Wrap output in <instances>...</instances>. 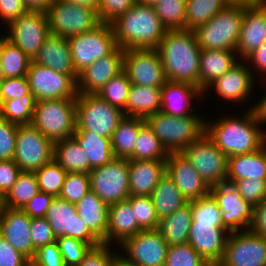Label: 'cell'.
<instances>
[{"mask_svg": "<svg viewBox=\"0 0 266 266\" xmlns=\"http://www.w3.org/2000/svg\"><path fill=\"white\" fill-rule=\"evenodd\" d=\"M156 50L160 55L166 80L186 82L200 88L201 48L194 31L167 30Z\"/></svg>", "mask_w": 266, "mask_h": 266, "instance_id": "obj_1", "label": "cell"}, {"mask_svg": "<svg viewBox=\"0 0 266 266\" xmlns=\"http://www.w3.org/2000/svg\"><path fill=\"white\" fill-rule=\"evenodd\" d=\"M117 46L126 49H156L167 29L154 6L135 3L112 23Z\"/></svg>", "mask_w": 266, "mask_h": 266, "instance_id": "obj_2", "label": "cell"}, {"mask_svg": "<svg viewBox=\"0 0 266 266\" xmlns=\"http://www.w3.org/2000/svg\"><path fill=\"white\" fill-rule=\"evenodd\" d=\"M251 110L239 118L224 117L210 124L206 122V134L213 143L228 157L256 152L266 144V133Z\"/></svg>", "mask_w": 266, "mask_h": 266, "instance_id": "obj_3", "label": "cell"}, {"mask_svg": "<svg viewBox=\"0 0 266 266\" xmlns=\"http://www.w3.org/2000/svg\"><path fill=\"white\" fill-rule=\"evenodd\" d=\"M145 122L168 153H181L206 133V121L195 114L176 117L157 112L148 116Z\"/></svg>", "mask_w": 266, "mask_h": 266, "instance_id": "obj_4", "label": "cell"}, {"mask_svg": "<svg viewBox=\"0 0 266 266\" xmlns=\"http://www.w3.org/2000/svg\"><path fill=\"white\" fill-rule=\"evenodd\" d=\"M76 121V99H46L36 101L31 125L56 142L73 137Z\"/></svg>", "mask_w": 266, "mask_h": 266, "instance_id": "obj_5", "label": "cell"}, {"mask_svg": "<svg viewBox=\"0 0 266 266\" xmlns=\"http://www.w3.org/2000/svg\"><path fill=\"white\" fill-rule=\"evenodd\" d=\"M243 15L244 6L227 4L210 21L193 30L200 48L236 51Z\"/></svg>", "mask_w": 266, "mask_h": 266, "instance_id": "obj_6", "label": "cell"}, {"mask_svg": "<svg viewBox=\"0 0 266 266\" xmlns=\"http://www.w3.org/2000/svg\"><path fill=\"white\" fill-rule=\"evenodd\" d=\"M124 117L122 109L112 106L97 94H77L76 131H93L111 139Z\"/></svg>", "mask_w": 266, "mask_h": 266, "instance_id": "obj_7", "label": "cell"}, {"mask_svg": "<svg viewBox=\"0 0 266 266\" xmlns=\"http://www.w3.org/2000/svg\"><path fill=\"white\" fill-rule=\"evenodd\" d=\"M45 12L49 32L66 38L92 31L101 24L97 11L62 0H54Z\"/></svg>", "mask_w": 266, "mask_h": 266, "instance_id": "obj_8", "label": "cell"}, {"mask_svg": "<svg viewBox=\"0 0 266 266\" xmlns=\"http://www.w3.org/2000/svg\"><path fill=\"white\" fill-rule=\"evenodd\" d=\"M67 40L77 74L117 47L112 25L108 23H101L92 31L68 37Z\"/></svg>", "mask_w": 266, "mask_h": 266, "instance_id": "obj_9", "label": "cell"}, {"mask_svg": "<svg viewBox=\"0 0 266 266\" xmlns=\"http://www.w3.org/2000/svg\"><path fill=\"white\" fill-rule=\"evenodd\" d=\"M210 194L221 210L223 227L229 233L240 232V226L246 230L251 228L254 206L241 197L235 180L220 179L210 187Z\"/></svg>", "mask_w": 266, "mask_h": 266, "instance_id": "obj_10", "label": "cell"}, {"mask_svg": "<svg viewBox=\"0 0 266 266\" xmlns=\"http://www.w3.org/2000/svg\"><path fill=\"white\" fill-rule=\"evenodd\" d=\"M90 191L108 205L127 200L130 196L129 161L114 157L109 163L89 172Z\"/></svg>", "mask_w": 266, "mask_h": 266, "instance_id": "obj_11", "label": "cell"}, {"mask_svg": "<svg viewBox=\"0 0 266 266\" xmlns=\"http://www.w3.org/2000/svg\"><path fill=\"white\" fill-rule=\"evenodd\" d=\"M54 142L30 125H18L14 161L21 172H35L53 160Z\"/></svg>", "mask_w": 266, "mask_h": 266, "instance_id": "obj_12", "label": "cell"}, {"mask_svg": "<svg viewBox=\"0 0 266 266\" xmlns=\"http://www.w3.org/2000/svg\"><path fill=\"white\" fill-rule=\"evenodd\" d=\"M211 187L227 178L228 156L205 133L181 152Z\"/></svg>", "mask_w": 266, "mask_h": 266, "instance_id": "obj_13", "label": "cell"}, {"mask_svg": "<svg viewBox=\"0 0 266 266\" xmlns=\"http://www.w3.org/2000/svg\"><path fill=\"white\" fill-rule=\"evenodd\" d=\"M29 90L36 101L46 99H76L77 81L68 74L32 61L27 71Z\"/></svg>", "mask_w": 266, "mask_h": 266, "instance_id": "obj_14", "label": "cell"}, {"mask_svg": "<svg viewBox=\"0 0 266 266\" xmlns=\"http://www.w3.org/2000/svg\"><path fill=\"white\" fill-rule=\"evenodd\" d=\"M8 25L10 33L5 38L33 60L50 34L46 12L27 10Z\"/></svg>", "mask_w": 266, "mask_h": 266, "instance_id": "obj_15", "label": "cell"}, {"mask_svg": "<svg viewBox=\"0 0 266 266\" xmlns=\"http://www.w3.org/2000/svg\"><path fill=\"white\" fill-rule=\"evenodd\" d=\"M244 231L229 234L219 266H266V238Z\"/></svg>", "mask_w": 266, "mask_h": 266, "instance_id": "obj_16", "label": "cell"}, {"mask_svg": "<svg viewBox=\"0 0 266 266\" xmlns=\"http://www.w3.org/2000/svg\"><path fill=\"white\" fill-rule=\"evenodd\" d=\"M123 71L133 85L162 87L167 81L156 49L124 50Z\"/></svg>", "mask_w": 266, "mask_h": 266, "instance_id": "obj_17", "label": "cell"}, {"mask_svg": "<svg viewBox=\"0 0 266 266\" xmlns=\"http://www.w3.org/2000/svg\"><path fill=\"white\" fill-rule=\"evenodd\" d=\"M45 218L52 227L56 238L61 236L73 237L90 244L92 247L101 244L81 219L73 203L55 197Z\"/></svg>", "mask_w": 266, "mask_h": 266, "instance_id": "obj_18", "label": "cell"}, {"mask_svg": "<svg viewBox=\"0 0 266 266\" xmlns=\"http://www.w3.org/2000/svg\"><path fill=\"white\" fill-rule=\"evenodd\" d=\"M127 251L126 260L136 266H164L169 245L161 232L142 230L122 243Z\"/></svg>", "mask_w": 266, "mask_h": 266, "instance_id": "obj_19", "label": "cell"}, {"mask_svg": "<svg viewBox=\"0 0 266 266\" xmlns=\"http://www.w3.org/2000/svg\"><path fill=\"white\" fill-rule=\"evenodd\" d=\"M227 233L223 224L191 223L187 243L210 266L217 265L224 255Z\"/></svg>", "mask_w": 266, "mask_h": 266, "instance_id": "obj_20", "label": "cell"}, {"mask_svg": "<svg viewBox=\"0 0 266 266\" xmlns=\"http://www.w3.org/2000/svg\"><path fill=\"white\" fill-rule=\"evenodd\" d=\"M124 50L116 47L78 74L77 92L96 94L112 77L123 71Z\"/></svg>", "mask_w": 266, "mask_h": 266, "instance_id": "obj_21", "label": "cell"}, {"mask_svg": "<svg viewBox=\"0 0 266 266\" xmlns=\"http://www.w3.org/2000/svg\"><path fill=\"white\" fill-rule=\"evenodd\" d=\"M166 173L188 201L210 194V186L182 153H169L166 160Z\"/></svg>", "mask_w": 266, "mask_h": 266, "instance_id": "obj_22", "label": "cell"}, {"mask_svg": "<svg viewBox=\"0 0 266 266\" xmlns=\"http://www.w3.org/2000/svg\"><path fill=\"white\" fill-rule=\"evenodd\" d=\"M31 217L22 209L5 207L0 216V234L30 261L36 250L30 237Z\"/></svg>", "mask_w": 266, "mask_h": 266, "instance_id": "obj_23", "label": "cell"}, {"mask_svg": "<svg viewBox=\"0 0 266 266\" xmlns=\"http://www.w3.org/2000/svg\"><path fill=\"white\" fill-rule=\"evenodd\" d=\"M266 42V12L257 5L244 6L237 54L245 58Z\"/></svg>", "mask_w": 266, "mask_h": 266, "instance_id": "obj_24", "label": "cell"}, {"mask_svg": "<svg viewBox=\"0 0 266 266\" xmlns=\"http://www.w3.org/2000/svg\"><path fill=\"white\" fill-rule=\"evenodd\" d=\"M32 61L57 72L71 75L77 81L78 74L73 66L70 46L66 37L50 33Z\"/></svg>", "mask_w": 266, "mask_h": 266, "instance_id": "obj_25", "label": "cell"}, {"mask_svg": "<svg viewBox=\"0 0 266 266\" xmlns=\"http://www.w3.org/2000/svg\"><path fill=\"white\" fill-rule=\"evenodd\" d=\"M131 196H151L166 173V160H128Z\"/></svg>", "mask_w": 266, "mask_h": 266, "instance_id": "obj_26", "label": "cell"}, {"mask_svg": "<svg viewBox=\"0 0 266 266\" xmlns=\"http://www.w3.org/2000/svg\"><path fill=\"white\" fill-rule=\"evenodd\" d=\"M203 94L200 88L190 83L167 80L161 87L160 112L176 117L193 115V113H190L189 105H191V101L189 100Z\"/></svg>", "mask_w": 266, "mask_h": 266, "instance_id": "obj_27", "label": "cell"}, {"mask_svg": "<svg viewBox=\"0 0 266 266\" xmlns=\"http://www.w3.org/2000/svg\"><path fill=\"white\" fill-rule=\"evenodd\" d=\"M75 206L77 213L86 223L90 232L101 243L106 244L110 205L103 202L97 194L89 191Z\"/></svg>", "mask_w": 266, "mask_h": 266, "instance_id": "obj_28", "label": "cell"}, {"mask_svg": "<svg viewBox=\"0 0 266 266\" xmlns=\"http://www.w3.org/2000/svg\"><path fill=\"white\" fill-rule=\"evenodd\" d=\"M252 75L250 69L238 61L223 77L216 79L210 88L215 87L217 93L228 101L240 102L253 90Z\"/></svg>", "mask_w": 266, "mask_h": 266, "instance_id": "obj_29", "label": "cell"}, {"mask_svg": "<svg viewBox=\"0 0 266 266\" xmlns=\"http://www.w3.org/2000/svg\"><path fill=\"white\" fill-rule=\"evenodd\" d=\"M142 231L132 210L131 204L125 200L110 205L109 222L106 233V244L112 239L121 244L128 238Z\"/></svg>", "mask_w": 266, "mask_h": 266, "instance_id": "obj_30", "label": "cell"}, {"mask_svg": "<svg viewBox=\"0 0 266 266\" xmlns=\"http://www.w3.org/2000/svg\"><path fill=\"white\" fill-rule=\"evenodd\" d=\"M234 53L237 55L234 50L201 49L199 75L203 93L216 79L223 77L238 63Z\"/></svg>", "mask_w": 266, "mask_h": 266, "instance_id": "obj_31", "label": "cell"}, {"mask_svg": "<svg viewBox=\"0 0 266 266\" xmlns=\"http://www.w3.org/2000/svg\"><path fill=\"white\" fill-rule=\"evenodd\" d=\"M161 87L133 85L128 94L125 116L146 119L161 110Z\"/></svg>", "mask_w": 266, "mask_h": 266, "instance_id": "obj_32", "label": "cell"}, {"mask_svg": "<svg viewBox=\"0 0 266 266\" xmlns=\"http://www.w3.org/2000/svg\"><path fill=\"white\" fill-rule=\"evenodd\" d=\"M227 178L266 180V144L256 152L228 157Z\"/></svg>", "mask_w": 266, "mask_h": 266, "instance_id": "obj_33", "label": "cell"}, {"mask_svg": "<svg viewBox=\"0 0 266 266\" xmlns=\"http://www.w3.org/2000/svg\"><path fill=\"white\" fill-rule=\"evenodd\" d=\"M192 223L191 201L175 210L171 215L162 218L158 230L169 246L185 244Z\"/></svg>", "mask_w": 266, "mask_h": 266, "instance_id": "obj_34", "label": "cell"}, {"mask_svg": "<svg viewBox=\"0 0 266 266\" xmlns=\"http://www.w3.org/2000/svg\"><path fill=\"white\" fill-rule=\"evenodd\" d=\"M53 160L67 173L89 174V160L74 137L54 142Z\"/></svg>", "mask_w": 266, "mask_h": 266, "instance_id": "obj_35", "label": "cell"}, {"mask_svg": "<svg viewBox=\"0 0 266 266\" xmlns=\"http://www.w3.org/2000/svg\"><path fill=\"white\" fill-rule=\"evenodd\" d=\"M151 199L159 220L171 215L189 202L167 173L152 191Z\"/></svg>", "mask_w": 266, "mask_h": 266, "instance_id": "obj_36", "label": "cell"}, {"mask_svg": "<svg viewBox=\"0 0 266 266\" xmlns=\"http://www.w3.org/2000/svg\"><path fill=\"white\" fill-rule=\"evenodd\" d=\"M73 137L86 153L91 169L101 167L114 158L111 139L93 131H75Z\"/></svg>", "mask_w": 266, "mask_h": 266, "instance_id": "obj_37", "label": "cell"}, {"mask_svg": "<svg viewBox=\"0 0 266 266\" xmlns=\"http://www.w3.org/2000/svg\"><path fill=\"white\" fill-rule=\"evenodd\" d=\"M145 119L125 116L111 137L113 155L116 158L129 159L134 151L140 127Z\"/></svg>", "mask_w": 266, "mask_h": 266, "instance_id": "obj_38", "label": "cell"}, {"mask_svg": "<svg viewBox=\"0 0 266 266\" xmlns=\"http://www.w3.org/2000/svg\"><path fill=\"white\" fill-rule=\"evenodd\" d=\"M0 61L5 78L27 76L32 60L5 37L0 38Z\"/></svg>", "mask_w": 266, "mask_h": 266, "instance_id": "obj_39", "label": "cell"}, {"mask_svg": "<svg viewBox=\"0 0 266 266\" xmlns=\"http://www.w3.org/2000/svg\"><path fill=\"white\" fill-rule=\"evenodd\" d=\"M169 153L145 122L139 129L132 156L128 160H167Z\"/></svg>", "mask_w": 266, "mask_h": 266, "instance_id": "obj_40", "label": "cell"}, {"mask_svg": "<svg viewBox=\"0 0 266 266\" xmlns=\"http://www.w3.org/2000/svg\"><path fill=\"white\" fill-rule=\"evenodd\" d=\"M39 192L35 173L21 172L12 188L5 195V206L12 209H22Z\"/></svg>", "mask_w": 266, "mask_h": 266, "instance_id": "obj_41", "label": "cell"}, {"mask_svg": "<svg viewBox=\"0 0 266 266\" xmlns=\"http://www.w3.org/2000/svg\"><path fill=\"white\" fill-rule=\"evenodd\" d=\"M36 99L33 95H23L19 98L0 102V117L17 125H30Z\"/></svg>", "mask_w": 266, "mask_h": 266, "instance_id": "obj_42", "label": "cell"}, {"mask_svg": "<svg viewBox=\"0 0 266 266\" xmlns=\"http://www.w3.org/2000/svg\"><path fill=\"white\" fill-rule=\"evenodd\" d=\"M186 1V29L192 31L210 21L227 5L225 0Z\"/></svg>", "mask_w": 266, "mask_h": 266, "instance_id": "obj_43", "label": "cell"}, {"mask_svg": "<svg viewBox=\"0 0 266 266\" xmlns=\"http://www.w3.org/2000/svg\"><path fill=\"white\" fill-rule=\"evenodd\" d=\"M186 0H160L154 5L157 16L167 30L186 29Z\"/></svg>", "mask_w": 266, "mask_h": 266, "instance_id": "obj_44", "label": "cell"}, {"mask_svg": "<svg viewBox=\"0 0 266 266\" xmlns=\"http://www.w3.org/2000/svg\"><path fill=\"white\" fill-rule=\"evenodd\" d=\"M131 82L124 71L112 77L96 94L112 106L126 108Z\"/></svg>", "mask_w": 266, "mask_h": 266, "instance_id": "obj_45", "label": "cell"}, {"mask_svg": "<svg viewBox=\"0 0 266 266\" xmlns=\"http://www.w3.org/2000/svg\"><path fill=\"white\" fill-rule=\"evenodd\" d=\"M40 192L58 197L67 172L54 160L35 172Z\"/></svg>", "mask_w": 266, "mask_h": 266, "instance_id": "obj_46", "label": "cell"}, {"mask_svg": "<svg viewBox=\"0 0 266 266\" xmlns=\"http://www.w3.org/2000/svg\"><path fill=\"white\" fill-rule=\"evenodd\" d=\"M127 201L131 204L138 225L142 230L158 229L160 220L157 217L151 196L130 195Z\"/></svg>", "mask_w": 266, "mask_h": 266, "instance_id": "obj_47", "label": "cell"}, {"mask_svg": "<svg viewBox=\"0 0 266 266\" xmlns=\"http://www.w3.org/2000/svg\"><path fill=\"white\" fill-rule=\"evenodd\" d=\"M192 223L222 224L221 210L211 194L191 201Z\"/></svg>", "mask_w": 266, "mask_h": 266, "instance_id": "obj_48", "label": "cell"}, {"mask_svg": "<svg viewBox=\"0 0 266 266\" xmlns=\"http://www.w3.org/2000/svg\"><path fill=\"white\" fill-rule=\"evenodd\" d=\"M89 191V174L67 173L58 198L76 204Z\"/></svg>", "mask_w": 266, "mask_h": 266, "instance_id": "obj_49", "label": "cell"}, {"mask_svg": "<svg viewBox=\"0 0 266 266\" xmlns=\"http://www.w3.org/2000/svg\"><path fill=\"white\" fill-rule=\"evenodd\" d=\"M164 266H210L188 243L169 246Z\"/></svg>", "mask_w": 266, "mask_h": 266, "instance_id": "obj_50", "label": "cell"}, {"mask_svg": "<svg viewBox=\"0 0 266 266\" xmlns=\"http://www.w3.org/2000/svg\"><path fill=\"white\" fill-rule=\"evenodd\" d=\"M56 242L65 266H77L92 247L88 243L68 236L58 237L56 238Z\"/></svg>", "mask_w": 266, "mask_h": 266, "instance_id": "obj_51", "label": "cell"}, {"mask_svg": "<svg viewBox=\"0 0 266 266\" xmlns=\"http://www.w3.org/2000/svg\"><path fill=\"white\" fill-rule=\"evenodd\" d=\"M18 125L0 117V161L13 160Z\"/></svg>", "mask_w": 266, "mask_h": 266, "instance_id": "obj_52", "label": "cell"}, {"mask_svg": "<svg viewBox=\"0 0 266 266\" xmlns=\"http://www.w3.org/2000/svg\"><path fill=\"white\" fill-rule=\"evenodd\" d=\"M235 182L241 197L252 206L259 204L266 197V180L243 178Z\"/></svg>", "mask_w": 266, "mask_h": 266, "instance_id": "obj_53", "label": "cell"}, {"mask_svg": "<svg viewBox=\"0 0 266 266\" xmlns=\"http://www.w3.org/2000/svg\"><path fill=\"white\" fill-rule=\"evenodd\" d=\"M136 0H99L98 15L101 23L111 24L120 15L125 14Z\"/></svg>", "mask_w": 266, "mask_h": 266, "instance_id": "obj_54", "label": "cell"}, {"mask_svg": "<svg viewBox=\"0 0 266 266\" xmlns=\"http://www.w3.org/2000/svg\"><path fill=\"white\" fill-rule=\"evenodd\" d=\"M30 237L35 250L56 241L52 227L45 217L31 218Z\"/></svg>", "mask_w": 266, "mask_h": 266, "instance_id": "obj_55", "label": "cell"}, {"mask_svg": "<svg viewBox=\"0 0 266 266\" xmlns=\"http://www.w3.org/2000/svg\"><path fill=\"white\" fill-rule=\"evenodd\" d=\"M23 95H33L29 90L27 76L5 78L0 84V102L19 98Z\"/></svg>", "mask_w": 266, "mask_h": 266, "instance_id": "obj_56", "label": "cell"}, {"mask_svg": "<svg viewBox=\"0 0 266 266\" xmlns=\"http://www.w3.org/2000/svg\"><path fill=\"white\" fill-rule=\"evenodd\" d=\"M31 266H65L57 242L38 248L31 260Z\"/></svg>", "mask_w": 266, "mask_h": 266, "instance_id": "obj_57", "label": "cell"}, {"mask_svg": "<svg viewBox=\"0 0 266 266\" xmlns=\"http://www.w3.org/2000/svg\"><path fill=\"white\" fill-rule=\"evenodd\" d=\"M115 256L110 252L109 244L101 243L91 247L77 266H110Z\"/></svg>", "mask_w": 266, "mask_h": 266, "instance_id": "obj_58", "label": "cell"}, {"mask_svg": "<svg viewBox=\"0 0 266 266\" xmlns=\"http://www.w3.org/2000/svg\"><path fill=\"white\" fill-rule=\"evenodd\" d=\"M0 266H31V261L18 252L1 234Z\"/></svg>", "mask_w": 266, "mask_h": 266, "instance_id": "obj_59", "label": "cell"}, {"mask_svg": "<svg viewBox=\"0 0 266 266\" xmlns=\"http://www.w3.org/2000/svg\"><path fill=\"white\" fill-rule=\"evenodd\" d=\"M54 198L55 197L53 195L39 192L23 206L22 210L31 218L45 217Z\"/></svg>", "mask_w": 266, "mask_h": 266, "instance_id": "obj_60", "label": "cell"}, {"mask_svg": "<svg viewBox=\"0 0 266 266\" xmlns=\"http://www.w3.org/2000/svg\"><path fill=\"white\" fill-rule=\"evenodd\" d=\"M20 168L14 160L0 161V192L5 196L16 182Z\"/></svg>", "mask_w": 266, "mask_h": 266, "instance_id": "obj_61", "label": "cell"}, {"mask_svg": "<svg viewBox=\"0 0 266 266\" xmlns=\"http://www.w3.org/2000/svg\"><path fill=\"white\" fill-rule=\"evenodd\" d=\"M28 9L23 0H0V17L7 24L24 14Z\"/></svg>", "mask_w": 266, "mask_h": 266, "instance_id": "obj_62", "label": "cell"}, {"mask_svg": "<svg viewBox=\"0 0 266 266\" xmlns=\"http://www.w3.org/2000/svg\"><path fill=\"white\" fill-rule=\"evenodd\" d=\"M253 234L266 238V197L253 208V220L249 229Z\"/></svg>", "mask_w": 266, "mask_h": 266, "instance_id": "obj_63", "label": "cell"}, {"mask_svg": "<svg viewBox=\"0 0 266 266\" xmlns=\"http://www.w3.org/2000/svg\"><path fill=\"white\" fill-rule=\"evenodd\" d=\"M245 59L256 65L255 67L260 69L259 71L266 72V42L250 53Z\"/></svg>", "mask_w": 266, "mask_h": 266, "instance_id": "obj_64", "label": "cell"}, {"mask_svg": "<svg viewBox=\"0 0 266 266\" xmlns=\"http://www.w3.org/2000/svg\"><path fill=\"white\" fill-rule=\"evenodd\" d=\"M250 110L259 124L266 123V95Z\"/></svg>", "mask_w": 266, "mask_h": 266, "instance_id": "obj_65", "label": "cell"}, {"mask_svg": "<svg viewBox=\"0 0 266 266\" xmlns=\"http://www.w3.org/2000/svg\"><path fill=\"white\" fill-rule=\"evenodd\" d=\"M54 0H23L28 10L46 11Z\"/></svg>", "mask_w": 266, "mask_h": 266, "instance_id": "obj_66", "label": "cell"}, {"mask_svg": "<svg viewBox=\"0 0 266 266\" xmlns=\"http://www.w3.org/2000/svg\"><path fill=\"white\" fill-rule=\"evenodd\" d=\"M62 1L89 7L90 9H93L97 12L99 10V0H62Z\"/></svg>", "mask_w": 266, "mask_h": 266, "instance_id": "obj_67", "label": "cell"}, {"mask_svg": "<svg viewBox=\"0 0 266 266\" xmlns=\"http://www.w3.org/2000/svg\"><path fill=\"white\" fill-rule=\"evenodd\" d=\"M110 266H136V265L127 261L124 256L116 255L112 259Z\"/></svg>", "mask_w": 266, "mask_h": 266, "instance_id": "obj_68", "label": "cell"}, {"mask_svg": "<svg viewBox=\"0 0 266 266\" xmlns=\"http://www.w3.org/2000/svg\"><path fill=\"white\" fill-rule=\"evenodd\" d=\"M225 2L231 5L252 6L256 5L257 0H225Z\"/></svg>", "mask_w": 266, "mask_h": 266, "instance_id": "obj_69", "label": "cell"}, {"mask_svg": "<svg viewBox=\"0 0 266 266\" xmlns=\"http://www.w3.org/2000/svg\"><path fill=\"white\" fill-rule=\"evenodd\" d=\"M160 0H136V3L148 5V6H154L156 5Z\"/></svg>", "mask_w": 266, "mask_h": 266, "instance_id": "obj_70", "label": "cell"}, {"mask_svg": "<svg viewBox=\"0 0 266 266\" xmlns=\"http://www.w3.org/2000/svg\"><path fill=\"white\" fill-rule=\"evenodd\" d=\"M5 207V196L0 192V216L4 212Z\"/></svg>", "mask_w": 266, "mask_h": 266, "instance_id": "obj_71", "label": "cell"}, {"mask_svg": "<svg viewBox=\"0 0 266 266\" xmlns=\"http://www.w3.org/2000/svg\"><path fill=\"white\" fill-rule=\"evenodd\" d=\"M256 5L266 12V0H257Z\"/></svg>", "mask_w": 266, "mask_h": 266, "instance_id": "obj_72", "label": "cell"}, {"mask_svg": "<svg viewBox=\"0 0 266 266\" xmlns=\"http://www.w3.org/2000/svg\"><path fill=\"white\" fill-rule=\"evenodd\" d=\"M4 79H5V76H4L1 61H0V84L2 83Z\"/></svg>", "mask_w": 266, "mask_h": 266, "instance_id": "obj_73", "label": "cell"}]
</instances>
